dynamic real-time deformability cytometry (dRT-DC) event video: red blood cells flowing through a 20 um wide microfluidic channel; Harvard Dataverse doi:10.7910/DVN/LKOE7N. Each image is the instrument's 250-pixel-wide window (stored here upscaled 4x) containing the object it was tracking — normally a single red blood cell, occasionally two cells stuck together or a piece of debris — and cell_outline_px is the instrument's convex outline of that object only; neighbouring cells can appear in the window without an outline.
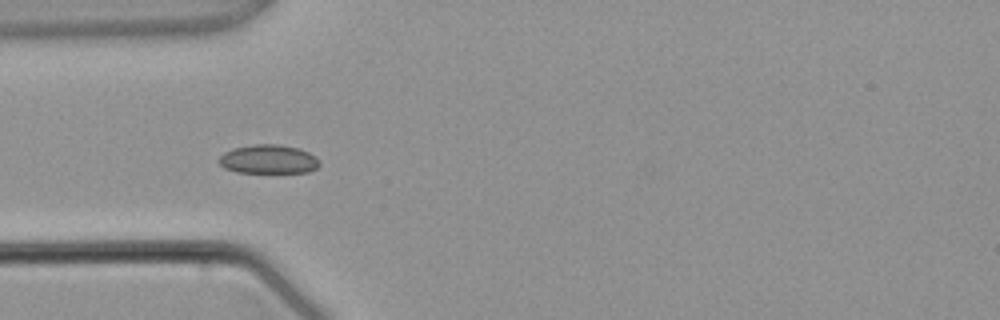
{"species": "common noctule bat (a hibernating species)", "species_latin": "Nyctalus noctula", "temperature_condition": "warm", "stored_images_in_passage": 4, "camera_frame_rate_fps": 3000, "um_per_image_px": 0.085, "animal": {"sex": "male", "body_mass_g": 21.5, "forearm_length_mm": 52.0}, "frame": {"image": 1, "passage_image": 3, "time_ms": 2.333, "image_size_px": [1000, 320], "cell_outline_px": [[320, 164], [316, 168], [308, 172], [236, 172], [224, 168], [216, 160], [224, 152], [232, 148], [252, 144], [280, 144], [300, 148], [316, 156]], "centroid_in_image_um": [22.79, 13.52], "position_along_channel_um": 62.2, "area_um2": 17.11}}
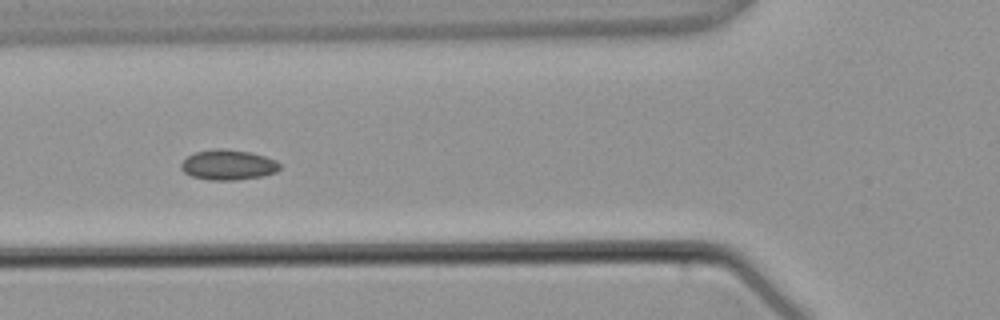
{"frame": {"image": 2, "passage_image": 4, "time_ms": 3.333, "image_size_px": [1000, 320], "cell_outline_px": [[280, 168], [276, 172], [264, 176], [236, 180], [208, 180], [192, 176], [184, 172], [180, 168], [180, 164], [188, 156], [196, 152], [216, 148], [224, 148], [248, 152], [264, 156], [276, 160], [280, 164]], "centroid_in_image_um": [19.39, 14.02], "position_along_channel_um": 106.4, "area_um2": 17.4}}